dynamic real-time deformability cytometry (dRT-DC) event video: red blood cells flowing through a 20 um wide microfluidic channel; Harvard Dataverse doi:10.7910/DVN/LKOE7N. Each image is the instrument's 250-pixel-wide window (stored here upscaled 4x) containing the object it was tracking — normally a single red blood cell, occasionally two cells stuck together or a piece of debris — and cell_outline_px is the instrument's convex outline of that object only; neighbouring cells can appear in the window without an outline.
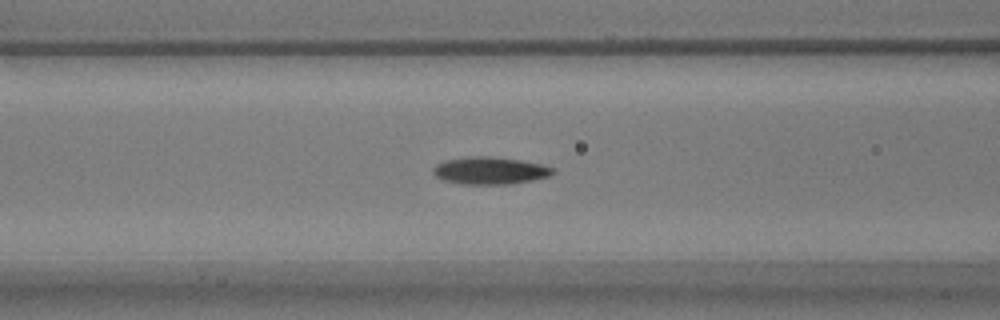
{"species": "common noctule bat (a hibernating species)", "species_latin": "Nyctalus noctula", "temperature_condition": "warm", "stored_images_in_passage": 54, "camera_frame_rate_fps": 3000, "um_per_image_px": 0.085, "animal": {"sex": "male", "body_mass_g": 17.9}, "frame": {"image": 1, "passage_image": 21, "time_ms": 6.667, "image_size_px": [1000, 320], "cell_outline_px": [[556, 172], [552, 176], [512, 184], [460, 184], [444, 180], [436, 176], [432, 172], [432, 168], [436, 164], [444, 160], [468, 156], [488, 156], [520, 160], [540, 164], [556, 168]], "centroid_in_image_um": [41.66, 14.5], "position_along_channel_um": 124.9, "area_um2": 19.31}}
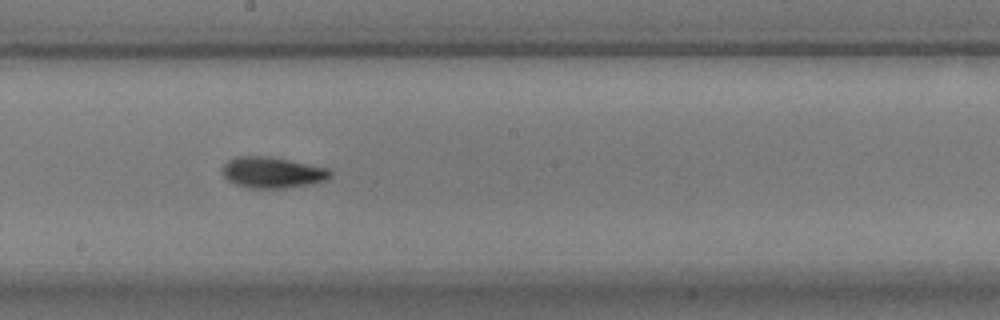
{"frame": {"image": 2, "passage_image": 29, "time_ms": 9.333, "image_size_px": [1000, 320], "cell_outline_px": [[332, 176], [328, 180], [312, 184], [284, 188], [248, 188], [236, 184], [228, 180], [224, 176], [220, 168], [228, 160], [236, 156], [272, 156], [328, 168], [332, 172]], "centroid_in_image_um": [23.16, 14.65], "position_along_channel_um": 225.0, "area_um2": 19.83}}
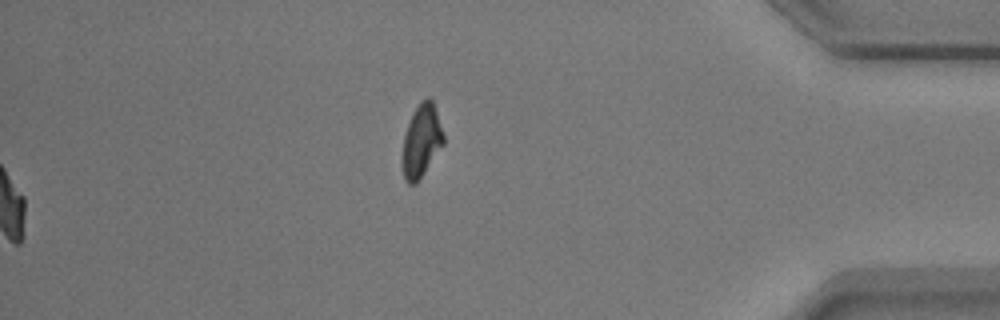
{"frame": {"image": 3, "passage_image": 54, "time_ms": 17.667, "image_size_px": [1000, 320], "cell_outline_px": [[444, 144], [416, 184], [408, 184], [404, 176], [400, 160], [404, 136], [412, 112], [420, 100], [428, 96], [432, 100], [444, 136]], "centroid_in_image_um": [35.79, 11.98], "position_along_channel_um": 399.4, "area_um2": 17.57}, "authors_computed_cell_mechanics": {"area_um2": 18.0625, "velocity_mm_per_s": 3.7556, "shape_relaxation_time_tau1_ms": 3.4756, "shape_relaxation_time_tau2_ms": 3.7485, "deformation_change_tau1": 0.1401, "deformation_change_tau2": 0.0993}}